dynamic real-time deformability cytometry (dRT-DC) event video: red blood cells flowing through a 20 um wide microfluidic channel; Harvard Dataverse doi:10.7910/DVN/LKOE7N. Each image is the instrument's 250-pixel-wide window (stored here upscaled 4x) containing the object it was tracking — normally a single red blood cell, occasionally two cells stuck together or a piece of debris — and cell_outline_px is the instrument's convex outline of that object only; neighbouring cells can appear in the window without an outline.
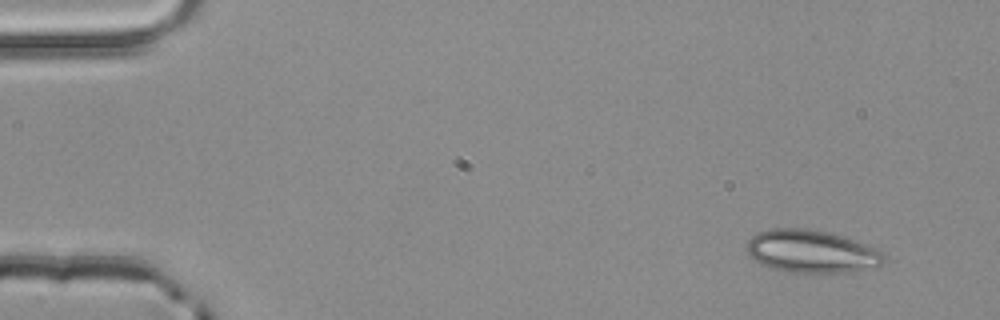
{"species": "common noctule bat (a hibernating species)", "species_latin": "Nyctalus noctula", "temperature_condition": "room temperature", "stored_images_in_passage": 3, "camera_frame_rate_fps": 3000, "um_per_image_px": 0.085, "animal": {"sex": "male", "body_mass_g": 20.4}, "frame": {"image": 1, "passage_image": 1, "time_ms": 0.0, "image_size_px": [1000, 320], "cell_outline_px": [[884, 260], [876, 268], [836, 272], [796, 272], [772, 268], [760, 264], [748, 256], [748, 240], [756, 232], [768, 228], [808, 228], [828, 232], [844, 236], [868, 244], [876, 248], [884, 256]], "centroid_in_image_um": [68.95, 21.34], "position_along_channel_um": 16.0, "area_um2": 34.16}}